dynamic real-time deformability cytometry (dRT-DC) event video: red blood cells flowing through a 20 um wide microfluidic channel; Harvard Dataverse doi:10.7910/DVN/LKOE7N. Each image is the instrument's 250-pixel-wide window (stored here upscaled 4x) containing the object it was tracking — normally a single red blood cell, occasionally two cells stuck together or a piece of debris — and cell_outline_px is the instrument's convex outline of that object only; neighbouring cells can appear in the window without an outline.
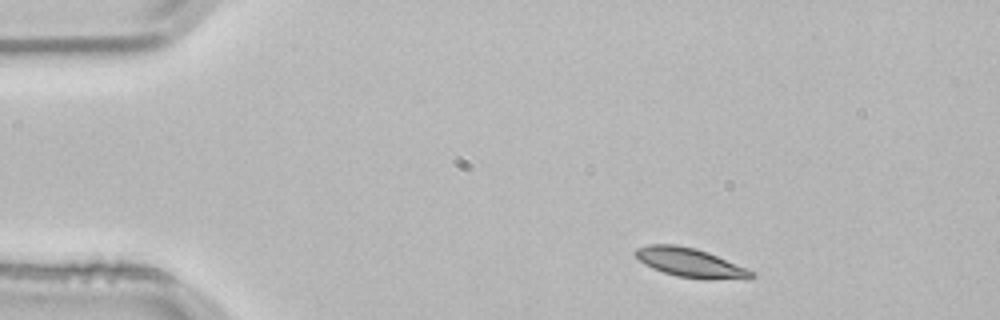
{"species": "common noctule bat (a hibernating species)", "species_latin": "Nyctalus noctula", "temperature_condition": "room temperature", "stored_images_in_passage": 3, "camera_frame_rate_fps": 3000, "um_per_image_px": 0.085, "animal": {"sex": "male", "body_mass_g": 21.5, "forearm_length_mm": 52.0}, "frame": {"image": 1, "passage_image": 1, "time_ms": 0.0, "image_size_px": [1000, 320], "cell_outline_px": [[756, 276], [748, 280], [676, 276], [652, 268], [644, 264], [632, 252], [636, 248], [648, 244], [676, 244], [696, 248], [708, 252], [756, 272]], "centroid_in_image_um": [58.68, 22.31], "position_along_channel_um": 26.3, "area_um2": 19.59}}
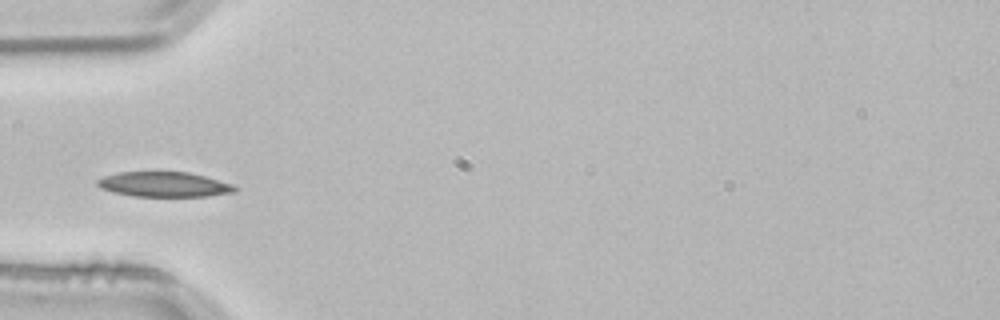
{"frame": {"image": 2, "passage_image": 3, "time_ms": 0.667, "image_size_px": [1000, 320], "cell_outline_px": [[236, 192], [208, 196], [132, 196], [112, 192], [100, 188], [96, 184], [96, 180], [104, 176], [120, 172], [188, 172], [204, 176], [232, 184], [236, 188]], "centroid_in_image_um": [13.91, 15.68], "position_along_channel_um": 71.1, "area_um2": 19.94}}